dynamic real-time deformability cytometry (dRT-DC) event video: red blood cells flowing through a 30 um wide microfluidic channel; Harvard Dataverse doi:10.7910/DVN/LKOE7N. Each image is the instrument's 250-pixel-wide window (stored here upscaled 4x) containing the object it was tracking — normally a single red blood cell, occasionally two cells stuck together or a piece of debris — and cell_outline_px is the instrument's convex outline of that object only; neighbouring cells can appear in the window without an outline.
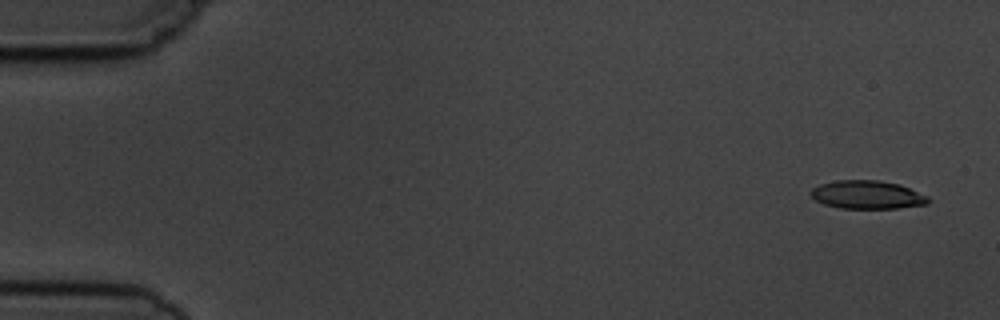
{"species": "common noctule bat (a hibernating species)", "species_latin": "Nyctalus noctula", "temperature_condition": "cold", "stored_images_in_passage": 5, "camera_frame_rate_fps": 3000, "um_per_image_px": 0.085, "animal": {"sex": "male", "body_mass_g": 19.5, "forearm_length_mm": 54.6}, "frame": {"image": 1, "passage_image": 1, "time_ms": 0.0, "image_size_px": [1000, 320], "cell_outline_px": [[928, 204], [896, 208], [840, 208], [824, 204], [816, 200], [812, 196], [812, 188], [820, 184], [836, 180], [880, 180], [900, 184], [928, 196]], "centroid_in_image_um": [73.72, 16.54], "position_along_channel_um": 11.3, "area_um2": 19.25}}
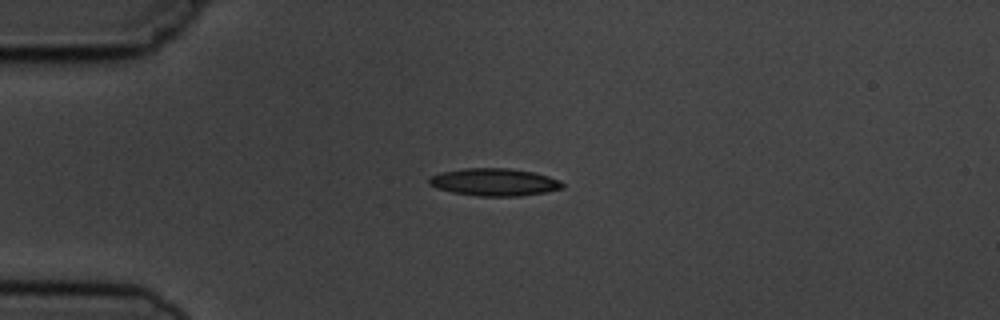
{"frame": {"image": 2, "passage_image": 4, "time_ms": 3.667, "image_size_px": [1000, 320], "cell_outline_px": [[564, 188], [544, 192], [520, 196], [480, 196], [452, 192], [436, 188], [428, 184], [428, 176], [440, 172], [464, 168], [508, 168], [532, 172], [548, 176], [560, 180], [564, 184]], "centroid_in_image_um": [41.98, 15.47], "position_along_channel_um": 43.0, "area_um2": 21.44}}